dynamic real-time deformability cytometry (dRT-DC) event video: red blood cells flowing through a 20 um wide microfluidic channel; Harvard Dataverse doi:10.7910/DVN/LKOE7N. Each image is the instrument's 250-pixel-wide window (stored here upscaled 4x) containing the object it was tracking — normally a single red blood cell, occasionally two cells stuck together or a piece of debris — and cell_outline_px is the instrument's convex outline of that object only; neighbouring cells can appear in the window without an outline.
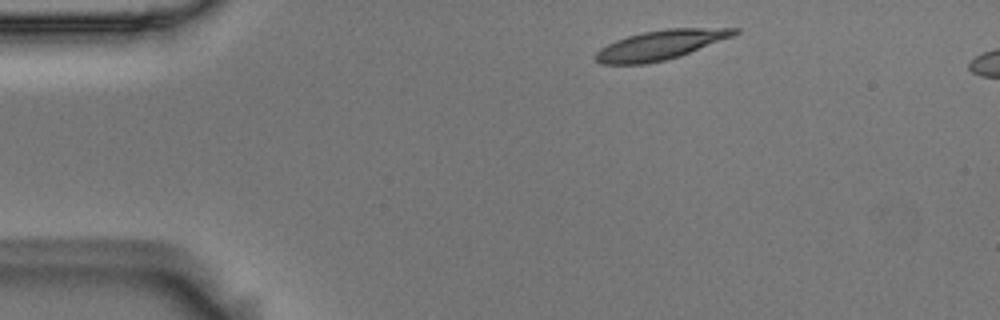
{"species": "Egyptian fruit bat (a non-hibernating species)", "species_latin": "Rousettus aegyptiacus", "temperature_condition": "room temperature", "stored_images_in_passage": 4, "segment_of_instrument_passage": [1, 2], "camera_frame_rate_fps": 3000, "um_per_image_px": 0.085, "animal": {"sex": "male"}, "frame": {"image": 1, "passage_image": 1, "time_ms": 0.0, "image_size_px": [1000, 320], "cell_outline_px": [[740, 32], [732, 36], [680, 56], [648, 64], [600, 64], [592, 56], [600, 48], [616, 40], [628, 36], [644, 32], [668, 28], [740, 28]], "centroid_in_image_um": [56.11, 3.82], "position_along_channel_um": 28.9, "area_um2": 23.7}}